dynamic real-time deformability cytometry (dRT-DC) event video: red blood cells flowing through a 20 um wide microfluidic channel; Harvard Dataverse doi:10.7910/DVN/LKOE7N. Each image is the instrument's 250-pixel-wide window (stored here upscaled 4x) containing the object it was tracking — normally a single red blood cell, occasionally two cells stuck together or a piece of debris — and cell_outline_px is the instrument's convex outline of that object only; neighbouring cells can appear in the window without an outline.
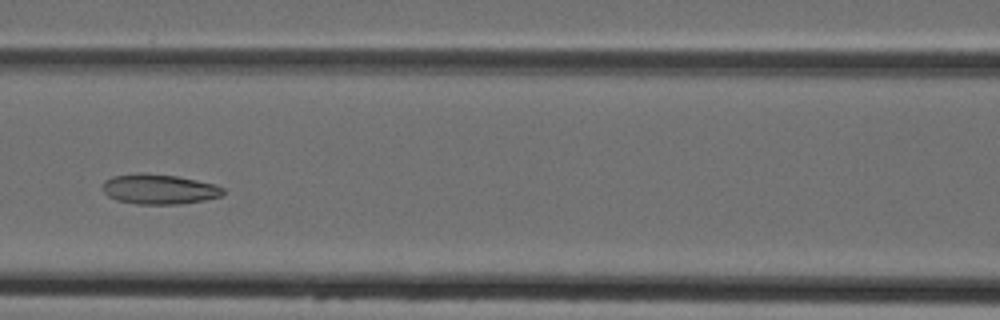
{"species": "Egyptian fruit bat (a non-hibernating species)", "species_latin": "Rousettus aegyptiacus", "temperature_condition": "cold", "stored_images_in_passage": 6, "camera_frame_rate_fps": 3000, "um_per_image_px": 0.085, "animal": {"sex": "female"}, "frame": {"image": 1, "passage_image": 6, "time_ms": 6.0, "image_size_px": [1000, 320], "cell_outline_px": [[224, 192], [220, 196], [204, 200], [180, 204], [136, 204], [116, 200], [108, 196], [100, 188], [104, 180], [112, 176], [140, 172], [176, 176], [216, 184], [224, 188]], "centroid_in_image_um": [13.48, 16.07], "position_along_channel_um": 153.1, "area_um2": 21.27}}